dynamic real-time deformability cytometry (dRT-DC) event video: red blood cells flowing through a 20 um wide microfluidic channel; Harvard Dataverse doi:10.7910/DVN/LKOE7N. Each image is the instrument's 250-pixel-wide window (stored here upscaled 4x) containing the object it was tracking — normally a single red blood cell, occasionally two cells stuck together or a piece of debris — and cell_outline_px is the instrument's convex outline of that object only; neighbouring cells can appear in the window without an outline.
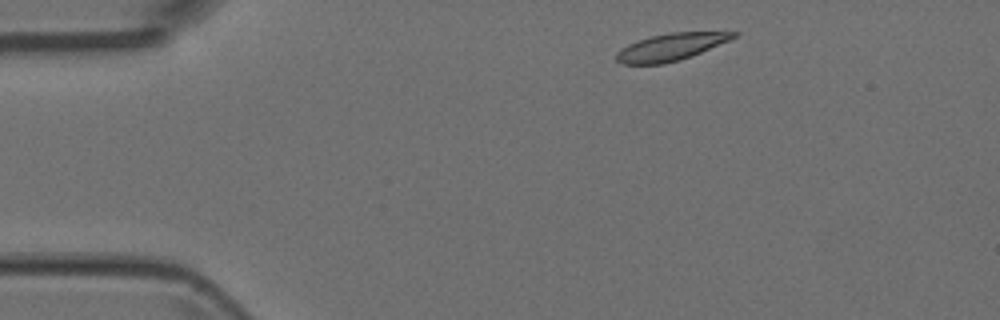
{"species": "Egyptian fruit bat (a non-hibernating species)", "species_latin": "Rousettus aegyptiacus", "temperature_condition": "room temperature", "stored_images_in_passage": 5, "camera_frame_rate_fps": 3000, "um_per_image_px": 0.085, "animal": {"sex": "female"}, "frame": {"image": 1, "passage_image": 1, "time_ms": 0.0, "image_size_px": [1000, 320], "cell_outline_px": [[740, 32], [736, 36], [728, 40], [692, 56], [680, 60], [664, 64], [624, 64], [616, 60], [616, 52], [620, 48], [628, 44], [652, 36], [668, 32]], "centroid_in_image_um": [56.98, 4.0], "position_along_channel_um": 28.0, "area_um2": 18.32}}
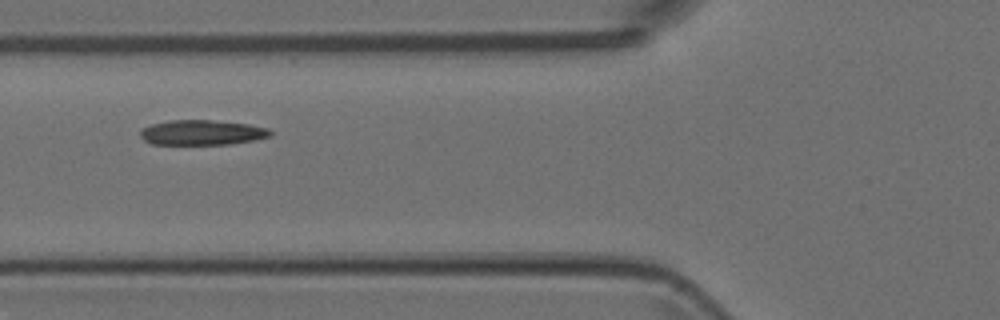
{"frame": {"image": 2, "passage_image": 4, "time_ms": 1.0, "image_size_px": [1000, 320], "cell_outline_px": [[272, 136], [252, 140], [228, 144], [152, 144], [144, 140], [140, 136], [140, 128], [152, 124], [168, 120], [212, 120], [248, 124], [268, 128], [272, 132]], "centroid_in_image_um": [17.14, 11.26], "position_along_channel_um": 108.7, "area_um2": 18.96}}
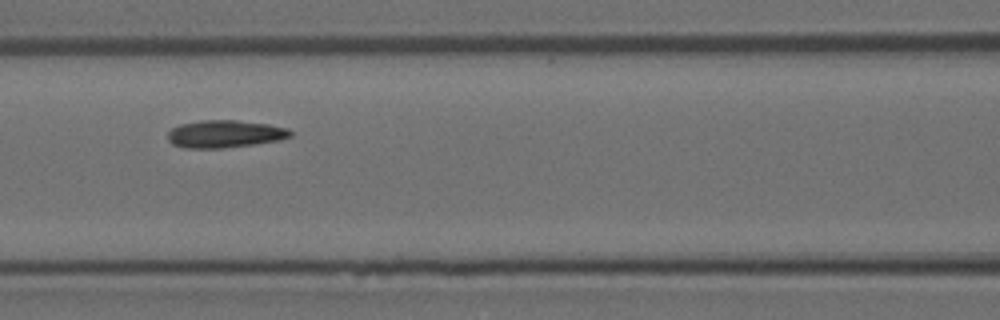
{"frame": {"image": 3, "passage_image": 5, "time_ms": 1.333, "image_size_px": [1000, 320], "cell_outline_px": [[292, 136], [280, 140], [224, 148], [184, 148], [172, 144], [168, 140], [168, 132], [172, 128], [180, 124], [200, 120], [236, 120], [268, 124], [288, 128], [292, 132]], "centroid_in_image_um": [19.1, 11.38], "position_along_channel_um": 147.5, "area_um2": 19.71}}